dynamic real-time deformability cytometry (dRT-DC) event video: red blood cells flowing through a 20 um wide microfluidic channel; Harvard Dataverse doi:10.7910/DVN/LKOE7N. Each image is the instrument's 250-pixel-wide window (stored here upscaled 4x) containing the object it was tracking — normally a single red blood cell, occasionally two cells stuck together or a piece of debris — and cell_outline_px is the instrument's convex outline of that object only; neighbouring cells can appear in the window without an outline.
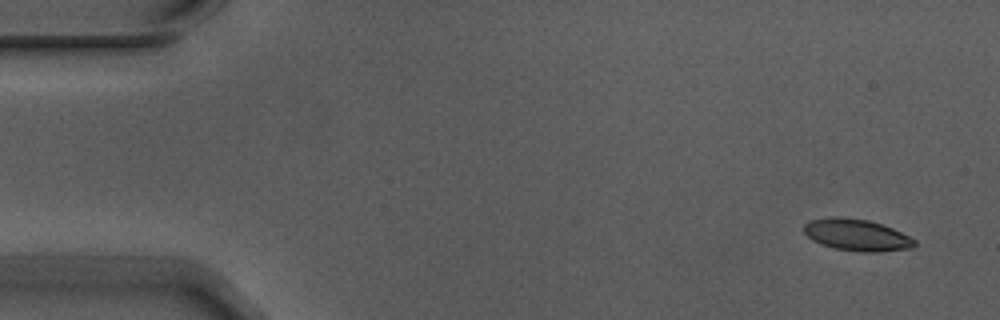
{"species": "Egyptian fruit bat (a non-hibernating species)", "species_latin": "Rousettus aegyptiacus", "temperature_condition": "warm", "stored_images_in_passage": 4, "camera_frame_rate_fps": 3000, "um_per_image_px": 0.085, "animal": {"sex": "male"}, "frame": {"image": 1, "passage_image": 1, "time_ms": 0.0, "image_size_px": [1000, 320], "cell_outline_px": [[916, 244], [912, 248], [880, 252], [860, 252], [836, 248], [820, 244], [812, 240], [804, 232], [804, 224], [808, 220], [832, 216], [840, 216], [868, 220], [892, 228], [916, 240]], "centroid_in_image_um": [72.8, 19.97], "position_along_channel_um": 12.2, "area_um2": 20.52}}
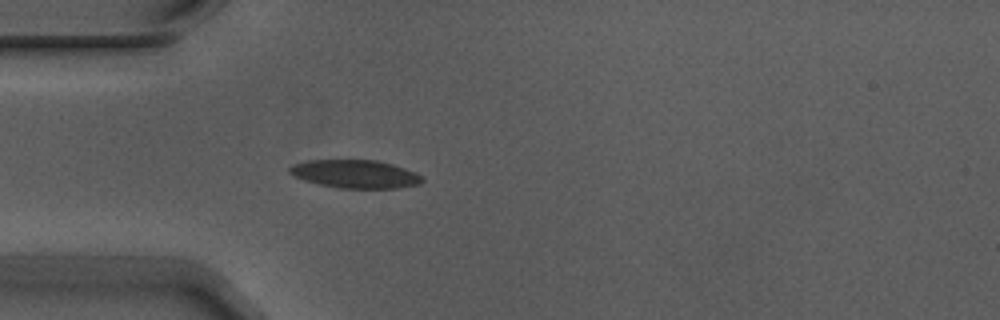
{"frame": {"image": 2, "passage_image": 4, "time_ms": 1.0, "image_size_px": [1000, 320], "cell_outline_px": [[424, 180], [420, 184], [400, 188], [340, 188], [320, 184], [304, 180], [288, 172], [288, 168], [292, 164], [308, 160], [376, 160], [392, 164], [416, 172]], "centroid_in_image_um": [30.2, 14.79], "position_along_channel_um": 54.8, "area_um2": 21.73}}